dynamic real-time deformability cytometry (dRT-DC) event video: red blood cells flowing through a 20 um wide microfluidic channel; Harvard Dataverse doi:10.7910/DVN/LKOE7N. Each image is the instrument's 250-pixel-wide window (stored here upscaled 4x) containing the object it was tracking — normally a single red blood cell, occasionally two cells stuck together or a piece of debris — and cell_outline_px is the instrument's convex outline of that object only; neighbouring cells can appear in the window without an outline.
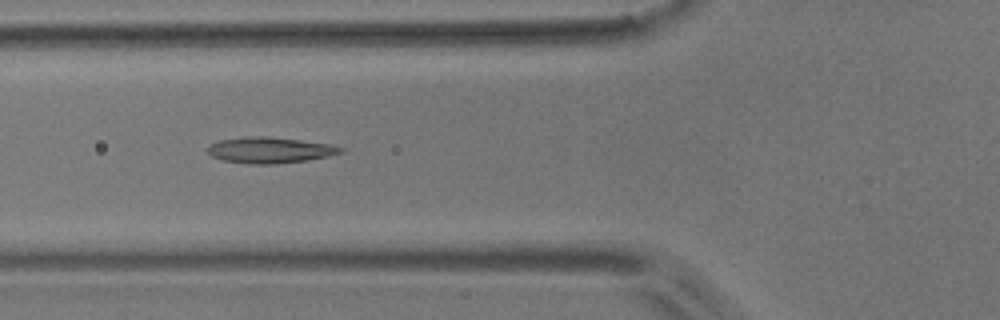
{"species": "common noctule bat (a hibernating species)", "species_latin": "Nyctalus noctula", "temperature_condition": "room temperature", "stored_images_in_passage": 6, "camera_frame_rate_fps": 3000, "um_per_image_px": 0.085, "animal": {"sex": "male", "body_mass_g": 17.9}, "frame": {"image": 1, "passage_image": 3, "time_ms": 0.667, "image_size_px": [1000, 320], "cell_outline_px": [[344, 152], [328, 156], [308, 160], [276, 164], [248, 164], [224, 160], [212, 156], [208, 152], [208, 148], [212, 144], [220, 140], [252, 136], [268, 136], [300, 140], [328, 144], [344, 148]], "centroid_in_image_um": [22.97, 12.76], "position_along_channel_um": 102.8, "area_um2": 19.94}}
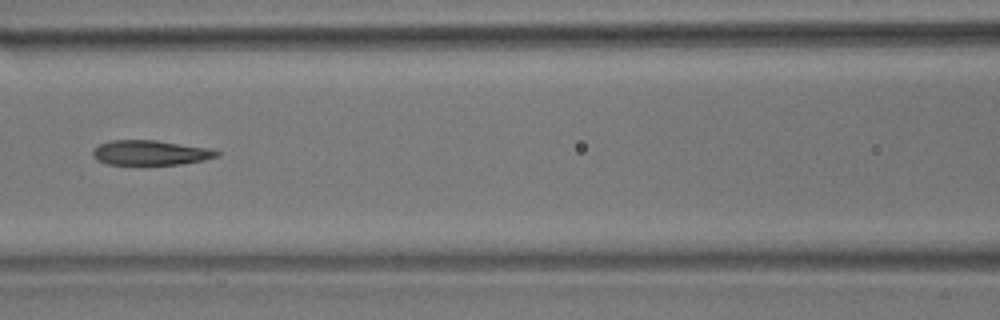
{"frame": {"image": 2, "passage_image": 4, "time_ms": 1.0, "image_size_px": [1000, 320], "cell_outline_px": [[220, 156], [204, 160], [180, 164], [108, 164], [96, 160], [92, 156], [92, 152], [100, 144], [112, 140], [156, 140], [208, 148], [220, 152]], "centroid_in_image_um": [12.79, 12.98], "position_along_channel_um": 153.8, "area_um2": 17.8}}
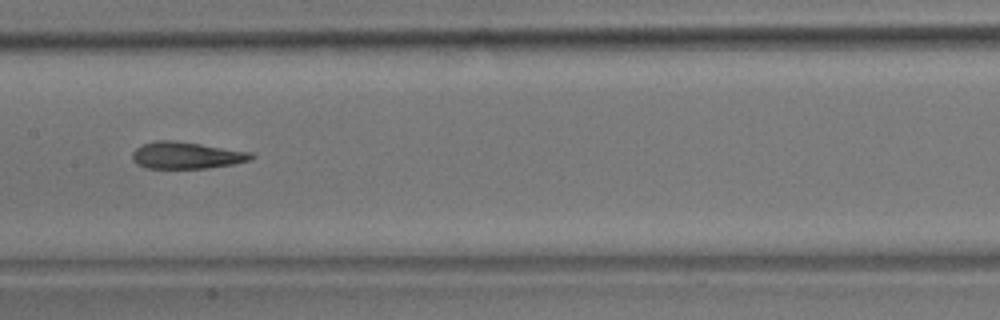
{"frame": {"image": 3, "passage_image": 5, "time_ms": 1.333, "image_size_px": [1000, 320], "cell_outline_px": [[256, 156], [252, 160], [232, 164], [204, 168], [148, 168], [136, 164], [132, 160], [132, 152], [136, 148], [144, 144], [156, 140], [176, 140], [252, 152]], "centroid_in_image_um": [15.86, 13.2], "position_along_channel_um": 191.5, "area_um2": 18.67}}